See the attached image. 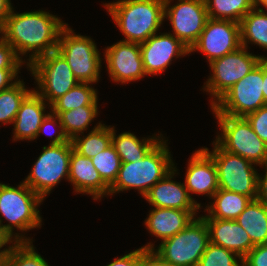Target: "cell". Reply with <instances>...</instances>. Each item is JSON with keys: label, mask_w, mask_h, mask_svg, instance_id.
I'll use <instances>...</instances> for the list:
<instances>
[{"label": "cell", "mask_w": 267, "mask_h": 266, "mask_svg": "<svg viewBox=\"0 0 267 266\" xmlns=\"http://www.w3.org/2000/svg\"><path fill=\"white\" fill-rule=\"evenodd\" d=\"M240 35L242 47L253 43L267 50V13L260 7L250 10L240 21Z\"/></svg>", "instance_id": "cell-26"}, {"label": "cell", "mask_w": 267, "mask_h": 266, "mask_svg": "<svg viewBox=\"0 0 267 266\" xmlns=\"http://www.w3.org/2000/svg\"><path fill=\"white\" fill-rule=\"evenodd\" d=\"M263 96L267 105V63L263 60Z\"/></svg>", "instance_id": "cell-45"}, {"label": "cell", "mask_w": 267, "mask_h": 266, "mask_svg": "<svg viewBox=\"0 0 267 266\" xmlns=\"http://www.w3.org/2000/svg\"><path fill=\"white\" fill-rule=\"evenodd\" d=\"M140 50L146 75H157L167 69L173 58L189 54V48L171 33L152 35L140 43Z\"/></svg>", "instance_id": "cell-16"}, {"label": "cell", "mask_w": 267, "mask_h": 266, "mask_svg": "<svg viewBox=\"0 0 267 266\" xmlns=\"http://www.w3.org/2000/svg\"><path fill=\"white\" fill-rule=\"evenodd\" d=\"M240 47L236 51L209 63L212 75L203 86L204 91L213 97L211 107L239 80L248 74L262 59Z\"/></svg>", "instance_id": "cell-12"}, {"label": "cell", "mask_w": 267, "mask_h": 266, "mask_svg": "<svg viewBox=\"0 0 267 266\" xmlns=\"http://www.w3.org/2000/svg\"><path fill=\"white\" fill-rule=\"evenodd\" d=\"M212 198L214 202L204 209L209 215L202 218L235 220L251 201L248 196L224 189H219Z\"/></svg>", "instance_id": "cell-24"}, {"label": "cell", "mask_w": 267, "mask_h": 266, "mask_svg": "<svg viewBox=\"0 0 267 266\" xmlns=\"http://www.w3.org/2000/svg\"><path fill=\"white\" fill-rule=\"evenodd\" d=\"M235 220L249 234L255 246L267 243V207L260 201L251 200Z\"/></svg>", "instance_id": "cell-25"}, {"label": "cell", "mask_w": 267, "mask_h": 266, "mask_svg": "<svg viewBox=\"0 0 267 266\" xmlns=\"http://www.w3.org/2000/svg\"><path fill=\"white\" fill-rule=\"evenodd\" d=\"M213 150L203 148L214 160L217 167L219 189L257 198L258 172L252 162L224 150L213 141Z\"/></svg>", "instance_id": "cell-7"}, {"label": "cell", "mask_w": 267, "mask_h": 266, "mask_svg": "<svg viewBox=\"0 0 267 266\" xmlns=\"http://www.w3.org/2000/svg\"><path fill=\"white\" fill-rule=\"evenodd\" d=\"M42 202L43 199L23 181L17 187L0 183V229L12 241H31L30 237L13 234V231L14 228L26 232L41 227L42 217L38 206ZM3 217L9 224L3 225Z\"/></svg>", "instance_id": "cell-3"}, {"label": "cell", "mask_w": 267, "mask_h": 266, "mask_svg": "<svg viewBox=\"0 0 267 266\" xmlns=\"http://www.w3.org/2000/svg\"><path fill=\"white\" fill-rule=\"evenodd\" d=\"M239 259V260H237ZM240 263H239V262ZM197 266H243L242 258L222 246L208 243Z\"/></svg>", "instance_id": "cell-34"}, {"label": "cell", "mask_w": 267, "mask_h": 266, "mask_svg": "<svg viewBox=\"0 0 267 266\" xmlns=\"http://www.w3.org/2000/svg\"><path fill=\"white\" fill-rule=\"evenodd\" d=\"M68 181L74 186L75 192L92 195L93 200L109 196L110 187L102 180L92 160L74 148L70 156Z\"/></svg>", "instance_id": "cell-18"}, {"label": "cell", "mask_w": 267, "mask_h": 266, "mask_svg": "<svg viewBox=\"0 0 267 266\" xmlns=\"http://www.w3.org/2000/svg\"><path fill=\"white\" fill-rule=\"evenodd\" d=\"M104 53L107 71L114 82L127 84L146 75L139 43L120 40L108 46Z\"/></svg>", "instance_id": "cell-15"}, {"label": "cell", "mask_w": 267, "mask_h": 266, "mask_svg": "<svg viewBox=\"0 0 267 266\" xmlns=\"http://www.w3.org/2000/svg\"><path fill=\"white\" fill-rule=\"evenodd\" d=\"M19 70L20 69H0V92L17 82Z\"/></svg>", "instance_id": "cell-41"}, {"label": "cell", "mask_w": 267, "mask_h": 266, "mask_svg": "<svg viewBox=\"0 0 267 266\" xmlns=\"http://www.w3.org/2000/svg\"><path fill=\"white\" fill-rule=\"evenodd\" d=\"M177 168L154 184L144 196L153 207L180 210H199L200 207L190 198L184 183L173 181Z\"/></svg>", "instance_id": "cell-19"}, {"label": "cell", "mask_w": 267, "mask_h": 266, "mask_svg": "<svg viewBox=\"0 0 267 266\" xmlns=\"http://www.w3.org/2000/svg\"><path fill=\"white\" fill-rule=\"evenodd\" d=\"M263 6L267 9V0H255V7Z\"/></svg>", "instance_id": "cell-46"}, {"label": "cell", "mask_w": 267, "mask_h": 266, "mask_svg": "<svg viewBox=\"0 0 267 266\" xmlns=\"http://www.w3.org/2000/svg\"><path fill=\"white\" fill-rule=\"evenodd\" d=\"M171 1L164 0V18H168L171 23L172 35L190 49L209 18L205 0H178L172 6Z\"/></svg>", "instance_id": "cell-13"}, {"label": "cell", "mask_w": 267, "mask_h": 266, "mask_svg": "<svg viewBox=\"0 0 267 266\" xmlns=\"http://www.w3.org/2000/svg\"><path fill=\"white\" fill-rule=\"evenodd\" d=\"M24 63H26L25 59L22 61L13 47L2 39L0 42V69H20Z\"/></svg>", "instance_id": "cell-36"}, {"label": "cell", "mask_w": 267, "mask_h": 266, "mask_svg": "<svg viewBox=\"0 0 267 266\" xmlns=\"http://www.w3.org/2000/svg\"><path fill=\"white\" fill-rule=\"evenodd\" d=\"M265 167V175L258 173V184H257V200L260 201L264 206L267 207V165Z\"/></svg>", "instance_id": "cell-42"}, {"label": "cell", "mask_w": 267, "mask_h": 266, "mask_svg": "<svg viewBox=\"0 0 267 266\" xmlns=\"http://www.w3.org/2000/svg\"><path fill=\"white\" fill-rule=\"evenodd\" d=\"M12 5L10 0H0V24L3 25L6 17L10 14L12 10Z\"/></svg>", "instance_id": "cell-44"}, {"label": "cell", "mask_w": 267, "mask_h": 266, "mask_svg": "<svg viewBox=\"0 0 267 266\" xmlns=\"http://www.w3.org/2000/svg\"><path fill=\"white\" fill-rule=\"evenodd\" d=\"M220 135L215 141L226 151L237 154L254 165H267V144L253 131L245 117L215 115Z\"/></svg>", "instance_id": "cell-6"}, {"label": "cell", "mask_w": 267, "mask_h": 266, "mask_svg": "<svg viewBox=\"0 0 267 266\" xmlns=\"http://www.w3.org/2000/svg\"><path fill=\"white\" fill-rule=\"evenodd\" d=\"M209 231V242L236 253L242 259L255 246L249 234L236 220L203 218Z\"/></svg>", "instance_id": "cell-20"}, {"label": "cell", "mask_w": 267, "mask_h": 266, "mask_svg": "<svg viewBox=\"0 0 267 266\" xmlns=\"http://www.w3.org/2000/svg\"><path fill=\"white\" fill-rule=\"evenodd\" d=\"M243 266H267V243L254 246L242 259Z\"/></svg>", "instance_id": "cell-38"}, {"label": "cell", "mask_w": 267, "mask_h": 266, "mask_svg": "<svg viewBox=\"0 0 267 266\" xmlns=\"http://www.w3.org/2000/svg\"><path fill=\"white\" fill-rule=\"evenodd\" d=\"M90 83L79 82L65 95L56 99L49 110L55 115L61 112L72 110L82 106H98L97 90L89 85Z\"/></svg>", "instance_id": "cell-27"}, {"label": "cell", "mask_w": 267, "mask_h": 266, "mask_svg": "<svg viewBox=\"0 0 267 266\" xmlns=\"http://www.w3.org/2000/svg\"><path fill=\"white\" fill-rule=\"evenodd\" d=\"M27 68L40 90L36 88L37 91H34L49 105L79 83L66 59L57 50L35 59Z\"/></svg>", "instance_id": "cell-10"}, {"label": "cell", "mask_w": 267, "mask_h": 266, "mask_svg": "<svg viewBox=\"0 0 267 266\" xmlns=\"http://www.w3.org/2000/svg\"><path fill=\"white\" fill-rule=\"evenodd\" d=\"M13 241L0 229V266H2L3 261L6 257L8 248L1 250L2 247L6 246L8 243H12Z\"/></svg>", "instance_id": "cell-43"}, {"label": "cell", "mask_w": 267, "mask_h": 266, "mask_svg": "<svg viewBox=\"0 0 267 266\" xmlns=\"http://www.w3.org/2000/svg\"><path fill=\"white\" fill-rule=\"evenodd\" d=\"M115 131L114 126L111 127L112 145L120 156L121 162L125 163L143 159L144 156L162 139L158 134V136H153L147 139L144 137L142 140H139L136 135L130 133V131L123 132L118 136Z\"/></svg>", "instance_id": "cell-23"}, {"label": "cell", "mask_w": 267, "mask_h": 266, "mask_svg": "<svg viewBox=\"0 0 267 266\" xmlns=\"http://www.w3.org/2000/svg\"><path fill=\"white\" fill-rule=\"evenodd\" d=\"M73 148L71 140L59 145L44 146L23 182L44 200L61 179L65 178L68 181Z\"/></svg>", "instance_id": "cell-11"}, {"label": "cell", "mask_w": 267, "mask_h": 266, "mask_svg": "<svg viewBox=\"0 0 267 266\" xmlns=\"http://www.w3.org/2000/svg\"><path fill=\"white\" fill-rule=\"evenodd\" d=\"M245 118L251 124L253 131L267 144V105L248 114Z\"/></svg>", "instance_id": "cell-37"}, {"label": "cell", "mask_w": 267, "mask_h": 266, "mask_svg": "<svg viewBox=\"0 0 267 266\" xmlns=\"http://www.w3.org/2000/svg\"><path fill=\"white\" fill-rule=\"evenodd\" d=\"M196 212L198 211L154 207L144 223L150 234L164 241L186 228L195 218Z\"/></svg>", "instance_id": "cell-22"}, {"label": "cell", "mask_w": 267, "mask_h": 266, "mask_svg": "<svg viewBox=\"0 0 267 266\" xmlns=\"http://www.w3.org/2000/svg\"><path fill=\"white\" fill-rule=\"evenodd\" d=\"M168 140L163 138L144 156L135 162H121L116 181L110 187L109 195L120 191L136 189L144 197L150 188L174 169L168 149Z\"/></svg>", "instance_id": "cell-4"}, {"label": "cell", "mask_w": 267, "mask_h": 266, "mask_svg": "<svg viewBox=\"0 0 267 266\" xmlns=\"http://www.w3.org/2000/svg\"><path fill=\"white\" fill-rule=\"evenodd\" d=\"M65 134L70 140L76 135H82L96 116H98V106H82L59 115Z\"/></svg>", "instance_id": "cell-30"}, {"label": "cell", "mask_w": 267, "mask_h": 266, "mask_svg": "<svg viewBox=\"0 0 267 266\" xmlns=\"http://www.w3.org/2000/svg\"><path fill=\"white\" fill-rule=\"evenodd\" d=\"M71 141L78 153L91 159L112 145L111 126L99 122L86 136L79 134Z\"/></svg>", "instance_id": "cell-28"}, {"label": "cell", "mask_w": 267, "mask_h": 266, "mask_svg": "<svg viewBox=\"0 0 267 266\" xmlns=\"http://www.w3.org/2000/svg\"><path fill=\"white\" fill-rule=\"evenodd\" d=\"M205 4L209 18L240 23L255 7V0H205Z\"/></svg>", "instance_id": "cell-29"}, {"label": "cell", "mask_w": 267, "mask_h": 266, "mask_svg": "<svg viewBox=\"0 0 267 266\" xmlns=\"http://www.w3.org/2000/svg\"><path fill=\"white\" fill-rule=\"evenodd\" d=\"M184 185L190 198L201 208L191 195L203 194L211 197L219 190L217 167L213 158L203 149L196 150L188 162Z\"/></svg>", "instance_id": "cell-17"}, {"label": "cell", "mask_w": 267, "mask_h": 266, "mask_svg": "<svg viewBox=\"0 0 267 266\" xmlns=\"http://www.w3.org/2000/svg\"><path fill=\"white\" fill-rule=\"evenodd\" d=\"M139 266H172L169 262L163 260L153 250H145L141 247V258Z\"/></svg>", "instance_id": "cell-39"}, {"label": "cell", "mask_w": 267, "mask_h": 266, "mask_svg": "<svg viewBox=\"0 0 267 266\" xmlns=\"http://www.w3.org/2000/svg\"><path fill=\"white\" fill-rule=\"evenodd\" d=\"M262 88L263 59L234 84L211 109L215 115L246 117L266 105Z\"/></svg>", "instance_id": "cell-9"}, {"label": "cell", "mask_w": 267, "mask_h": 266, "mask_svg": "<svg viewBox=\"0 0 267 266\" xmlns=\"http://www.w3.org/2000/svg\"><path fill=\"white\" fill-rule=\"evenodd\" d=\"M102 180L111 187L117 179L121 166L120 156L113 145L91 158Z\"/></svg>", "instance_id": "cell-33"}, {"label": "cell", "mask_w": 267, "mask_h": 266, "mask_svg": "<svg viewBox=\"0 0 267 266\" xmlns=\"http://www.w3.org/2000/svg\"><path fill=\"white\" fill-rule=\"evenodd\" d=\"M141 258V248L131 251L123 257L115 258L113 262L106 266H139Z\"/></svg>", "instance_id": "cell-40"}, {"label": "cell", "mask_w": 267, "mask_h": 266, "mask_svg": "<svg viewBox=\"0 0 267 266\" xmlns=\"http://www.w3.org/2000/svg\"><path fill=\"white\" fill-rule=\"evenodd\" d=\"M0 34H1L0 36V42H1V40L3 39V25L1 24H0Z\"/></svg>", "instance_id": "cell-47"}, {"label": "cell", "mask_w": 267, "mask_h": 266, "mask_svg": "<svg viewBox=\"0 0 267 266\" xmlns=\"http://www.w3.org/2000/svg\"><path fill=\"white\" fill-rule=\"evenodd\" d=\"M33 241H13L2 266H50L35 250Z\"/></svg>", "instance_id": "cell-32"}, {"label": "cell", "mask_w": 267, "mask_h": 266, "mask_svg": "<svg viewBox=\"0 0 267 266\" xmlns=\"http://www.w3.org/2000/svg\"><path fill=\"white\" fill-rule=\"evenodd\" d=\"M262 59L267 63V57L262 56Z\"/></svg>", "instance_id": "cell-48"}, {"label": "cell", "mask_w": 267, "mask_h": 266, "mask_svg": "<svg viewBox=\"0 0 267 266\" xmlns=\"http://www.w3.org/2000/svg\"><path fill=\"white\" fill-rule=\"evenodd\" d=\"M46 105L51 107L34 90L24 99L13 121V141L34 140L37 138L41 123L49 114L45 113Z\"/></svg>", "instance_id": "cell-21"}, {"label": "cell", "mask_w": 267, "mask_h": 266, "mask_svg": "<svg viewBox=\"0 0 267 266\" xmlns=\"http://www.w3.org/2000/svg\"><path fill=\"white\" fill-rule=\"evenodd\" d=\"M20 79L11 87L0 92V122L3 124L13 123L21 103L33 91L24 86Z\"/></svg>", "instance_id": "cell-31"}, {"label": "cell", "mask_w": 267, "mask_h": 266, "mask_svg": "<svg viewBox=\"0 0 267 266\" xmlns=\"http://www.w3.org/2000/svg\"><path fill=\"white\" fill-rule=\"evenodd\" d=\"M104 5L127 42H145L165 19L164 0H118Z\"/></svg>", "instance_id": "cell-2"}, {"label": "cell", "mask_w": 267, "mask_h": 266, "mask_svg": "<svg viewBox=\"0 0 267 266\" xmlns=\"http://www.w3.org/2000/svg\"><path fill=\"white\" fill-rule=\"evenodd\" d=\"M59 121V122H58ZM58 123V129L59 131H55V135L54 137H52L53 132H49V137L52 138L50 145H59V144H63V143H67L70 141V139L68 138V136L65 134L62 124H61V120L59 118L58 115L53 114L51 111L50 113L46 116V118L43 120V122L41 123V126L39 127V131H38V135L37 137L40 135V133L42 132H46V129L48 128H52L55 127V125L57 126ZM54 125V126H53ZM51 128V129H52ZM57 132V133H56Z\"/></svg>", "instance_id": "cell-35"}, {"label": "cell", "mask_w": 267, "mask_h": 266, "mask_svg": "<svg viewBox=\"0 0 267 266\" xmlns=\"http://www.w3.org/2000/svg\"><path fill=\"white\" fill-rule=\"evenodd\" d=\"M240 47V23L208 18L199 38L189 49V54L196 50L201 51L210 63Z\"/></svg>", "instance_id": "cell-14"}, {"label": "cell", "mask_w": 267, "mask_h": 266, "mask_svg": "<svg viewBox=\"0 0 267 266\" xmlns=\"http://www.w3.org/2000/svg\"><path fill=\"white\" fill-rule=\"evenodd\" d=\"M57 51L66 59L79 82L90 85L98 82L103 59L90 37L75 34L67 24L60 33Z\"/></svg>", "instance_id": "cell-8"}, {"label": "cell", "mask_w": 267, "mask_h": 266, "mask_svg": "<svg viewBox=\"0 0 267 266\" xmlns=\"http://www.w3.org/2000/svg\"><path fill=\"white\" fill-rule=\"evenodd\" d=\"M209 243V231L202 217L192 222L171 238L161 241L157 249L154 244L145 245L172 266H197Z\"/></svg>", "instance_id": "cell-5"}, {"label": "cell", "mask_w": 267, "mask_h": 266, "mask_svg": "<svg viewBox=\"0 0 267 266\" xmlns=\"http://www.w3.org/2000/svg\"><path fill=\"white\" fill-rule=\"evenodd\" d=\"M66 25L56 15L43 10L14 13L12 8L3 24V39L22 61L21 57L31 52L28 66L35 59L57 50L60 33Z\"/></svg>", "instance_id": "cell-1"}]
</instances>
